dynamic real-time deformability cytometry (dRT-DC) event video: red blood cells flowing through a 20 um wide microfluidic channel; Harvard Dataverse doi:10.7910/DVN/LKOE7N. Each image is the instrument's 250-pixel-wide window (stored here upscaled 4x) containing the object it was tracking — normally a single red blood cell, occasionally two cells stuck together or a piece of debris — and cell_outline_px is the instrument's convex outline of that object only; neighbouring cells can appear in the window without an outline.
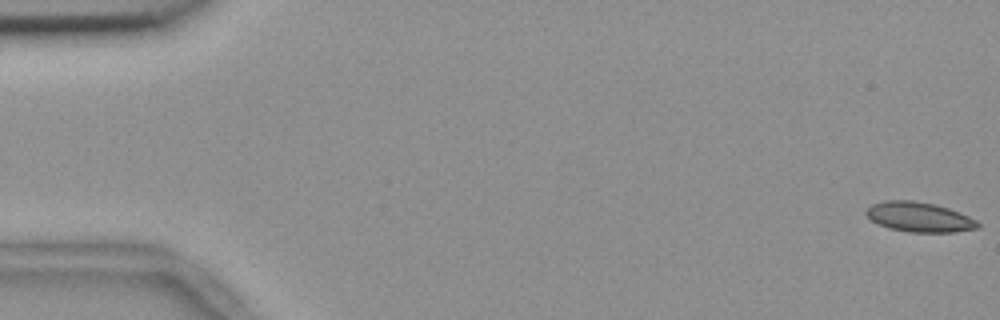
{"species": "common noctule bat (a hibernating species)", "species_latin": "Nyctalus noctula", "temperature_condition": "room temperature", "stored_images_in_passage": 56, "camera_frame_rate_fps": 3000, "um_per_image_px": 0.085, "animal": {"sex": "female", "body_mass_g": 18.4}, "frame": {"image": 1, "passage_image": 1, "time_ms": 0.0, "image_size_px": [1000, 320], "cell_outline_px": [[980, 228], [956, 232], [908, 232], [888, 228], [872, 220], [864, 212], [872, 204], [884, 200], [912, 200], [932, 204], [948, 208], [960, 212], [976, 220], [980, 224]], "centroid_in_image_um": [78.15, 18.45], "position_along_channel_um": 6.8, "area_um2": 19.36}}
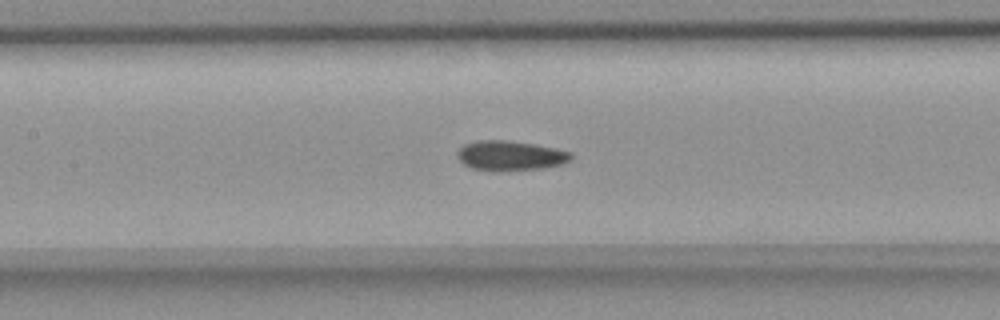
{"frame": {"image": 2, "passage_image": 26, "time_ms": 8.333, "image_size_px": [1000, 320], "cell_outline_px": [[572, 160], [564, 164], [544, 168], [500, 172], [492, 172], [472, 168], [464, 164], [456, 156], [456, 152], [464, 144], [476, 140], [504, 140], [532, 144], [572, 152]], "centroid_in_image_um": [43.36, 13.25], "position_along_channel_um": 164.0, "area_um2": 20.06}}
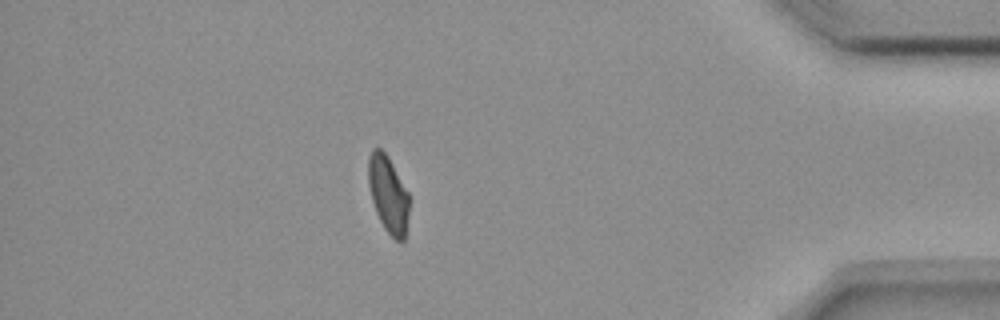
{"frame": {"image": 3, "passage_image": 49, "time_ms": 16.0, "image_size_px": [1000, 320], "cell_outline_px": [[408, 216], [404, 240], [396, 240], [384, 228], [376, 212], [372, 200], [368, 184], [368, 156], [372, 148], [380, 148], [388, 156], [408, 192]], "centroid_in_image_um": [32.97, 16.47], "position_along_channel_um": 402.2, "area_um2": 18.09}, "authors_computed_cell_mechanics": {"area_um2": 19.4786, "velocity_mm_per_s": 3.6642, "shape_relaxation_time_tau1_ms": null, "shape_relaxation_time_tau2_ms": 2.3906, "deformation_change_tau1": null, "deformation_change_tau2": 0.0682}}